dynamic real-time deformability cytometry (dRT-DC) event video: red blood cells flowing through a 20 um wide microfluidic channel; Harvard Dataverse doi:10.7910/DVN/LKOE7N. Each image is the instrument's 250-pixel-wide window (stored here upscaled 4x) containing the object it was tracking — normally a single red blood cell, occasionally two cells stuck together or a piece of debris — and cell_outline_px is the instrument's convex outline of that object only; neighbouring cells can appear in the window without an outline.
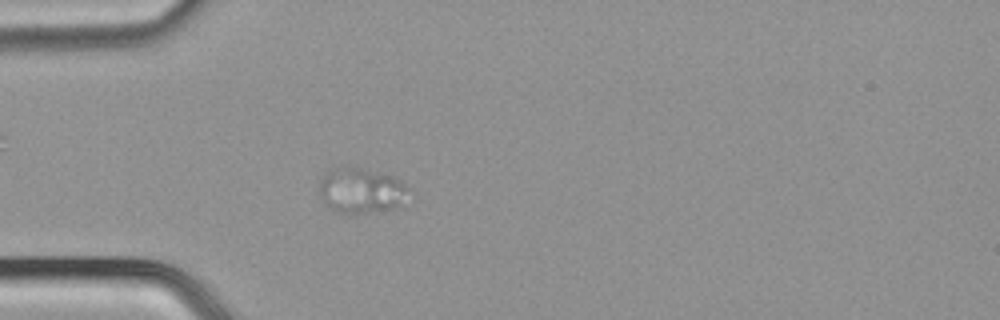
{"species": "common noctule bat (a hibernating species)", "species_latin": "Nyctalus noctula", "temperature_condition": "cold", "stored_images_in_passage": 47, "camera_frame_rate_fps": 3000, "um_per_image_px": 0.085, "animal": {"sex": "male", "body_mass_g": 21.5, "forearm_length_mm": 52.0}, "frame": {"image": 1, "passage_image": 11, "time_ms": 3.333, "image_size_px": [1000, 320], "cell_outline_px": [[408, 188], [400, 208], [356, 216], [348, 216], [336, 212], [324, 204], [320, 200], [320, 180], [324, 172], [332, 168], [360, 168], [396, 176]], "centroid_in_image_um": [30.67, 16.26], "position_along_channel_um": 54.3, "area_um2": 24.33}}
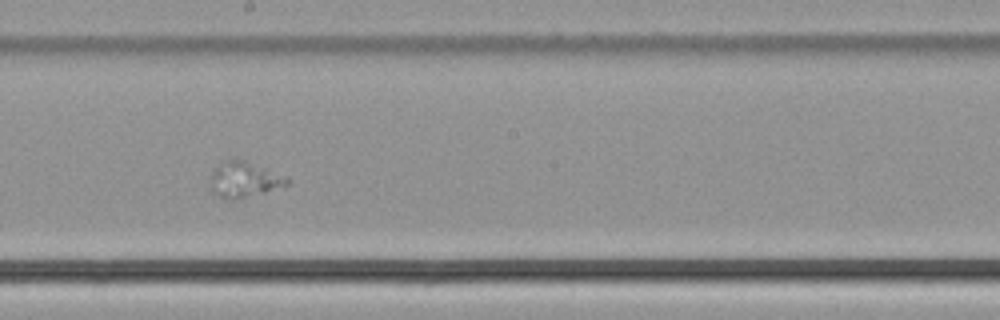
{"frame": {"image": 2, "passage_image": 25, "time_ms": 8.0, "image_size_px": [1000, 320], "cell_outline_px": [[288, 184], [264, 192], [236, 200], [232, 200], [216, 196], [212, 192], [208, 180], [212, 172], [216, 168], [228, 160], [244, 160], [268, 168], [288, 180]], "centroid_in_image_um": [20.68, 15.29], "position_along_channel_um": 227.5, "area_um2": 15.61}}
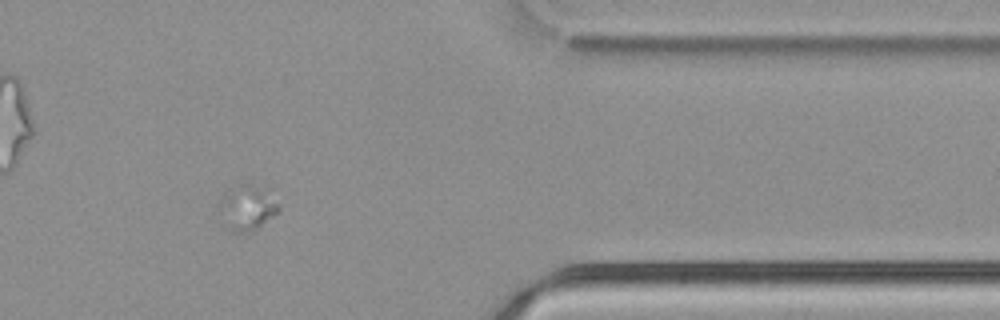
{"frame": {"image": 3, "passage_image": 39, "time_ms": 12.667, "image_size_px": [1000, 320], "cell_outline_px": [[280, 208], [276, 212], [252, 232], [232, 232], [228, 228], [220, 204], [220, 200], [228, 188], [236, 184], [244, 184], [272, 188]], "centroid_in_image_um": [21.07, 17.58], "position_along_channel_um": 390.3, "area_um2": 15.55}}